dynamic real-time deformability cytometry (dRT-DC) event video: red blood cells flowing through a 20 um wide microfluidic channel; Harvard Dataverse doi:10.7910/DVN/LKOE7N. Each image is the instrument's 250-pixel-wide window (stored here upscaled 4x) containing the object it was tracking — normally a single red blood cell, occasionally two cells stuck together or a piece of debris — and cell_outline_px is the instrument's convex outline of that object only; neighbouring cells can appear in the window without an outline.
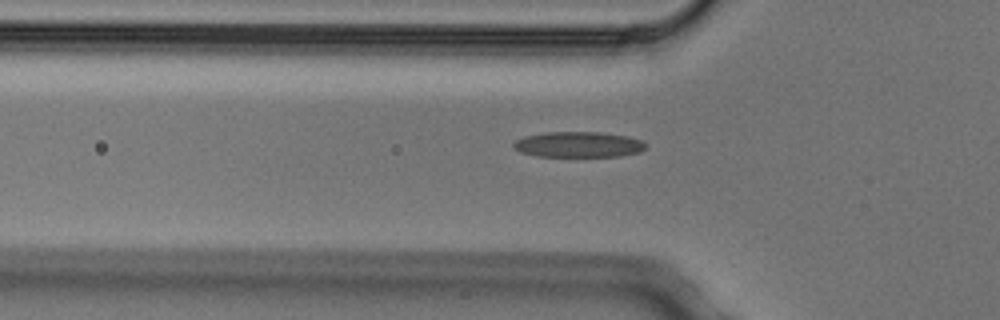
{"species": "Egyptian fruit bat (a non-hibernating species)", "species_latin": "Rousettus aegyptiacus", "temperature_condition": "cold", "stored_images_in_passage": 5, "camera_frame_rate_fps": 3000, "um_per_image_px": 0.085, "animal": {"sex": "male"}, "frame": {"image": 1, "passage_image": 5, "time_ms": 1.333, "image_size_px": [1000, 320], "cell_outline_px": [[644, 148], [640, 152], [620, 156], [536, 156], [520, 152], [512, 148], [512, 144], [516, 140], [524, 136], [544, 132], [600, 132], [628, 136], [640, 140], [644, 144]], "centroid_in_image_um": [49.11, 12.28], "position_along_channel_um": 76.7, "area_um2": 19.71}}